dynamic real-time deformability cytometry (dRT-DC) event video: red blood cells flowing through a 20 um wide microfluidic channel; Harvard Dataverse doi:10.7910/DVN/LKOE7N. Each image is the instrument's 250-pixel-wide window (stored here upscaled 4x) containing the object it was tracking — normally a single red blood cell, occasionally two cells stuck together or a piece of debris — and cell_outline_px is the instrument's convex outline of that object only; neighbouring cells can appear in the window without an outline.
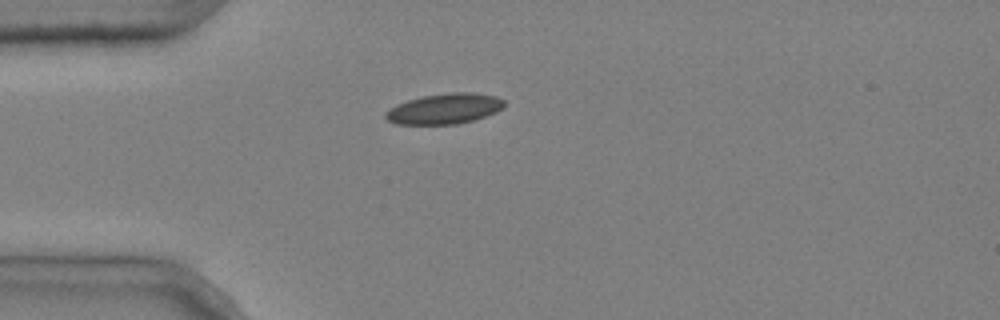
{"species": "common noctule bat (a hibernating species)", "species_latin": "Nyctalus noctula", "temperature_condition": "cold", "stored_images_in_passage": 4, "camera_frame_rate_fps": 3000, "um_per_image_px": 0.085, "animal": {"sex": "male", "body_mass_g": 20.4}, "frame": {"image": 1, "passage_image": 1, "time_ms": 0.0, "image_size_px": [1000, 320], "cell_outline_px": [[504, 108], [496, 112], [472, 120], [456, 124], [396, 124], [388, 120], [384, 116], [384, 112], [396, 104], [420, 96], [452, 92], [472, 92], [496, 96], [504, 100]], "centroid_in_image_um": [37.77, 9.23], "position_along_channel_um": 47.2, "area_um2": 21.1}}